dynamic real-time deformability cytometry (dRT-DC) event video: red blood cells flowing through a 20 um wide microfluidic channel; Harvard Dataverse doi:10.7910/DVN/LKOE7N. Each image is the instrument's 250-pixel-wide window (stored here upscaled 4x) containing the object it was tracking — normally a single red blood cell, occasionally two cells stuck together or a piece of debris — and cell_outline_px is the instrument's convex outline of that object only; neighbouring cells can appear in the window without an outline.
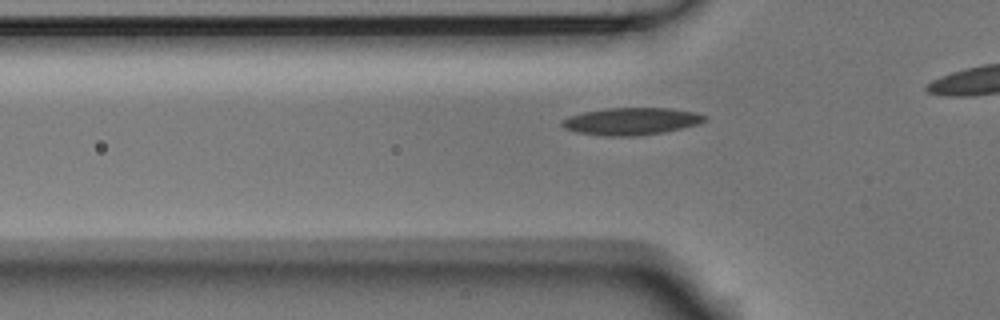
{"species": "Egyptian fruit bat (a non-hibernating species)", "species_latin": "Rousettus aegyptiacus", "temperature_condition": "room temperature", "stored_images_in_passage": 35, "camera_frame_rate_fps": 3000, "um_per_image_px": 0.085, "animal": {"sex": "male"}, "frame": {"image": 1, "passage_image": 9, "time_ms": 2.667, "image_size_px": [1000, 320], "cell_outline_px": [[704, 120], [696, 124], [664, 132], [636, 136], [604, 136], [576, 132], [564, 128], [560, 124], [560, 120], [568, 116], [584, 112], [608, 108], [668, 108], [696, 112], [704, 116]], "centroid_in_image_um": [53.57, 10.31], "position_along_channel_um": 72.2, "area_um2": 22.48}}
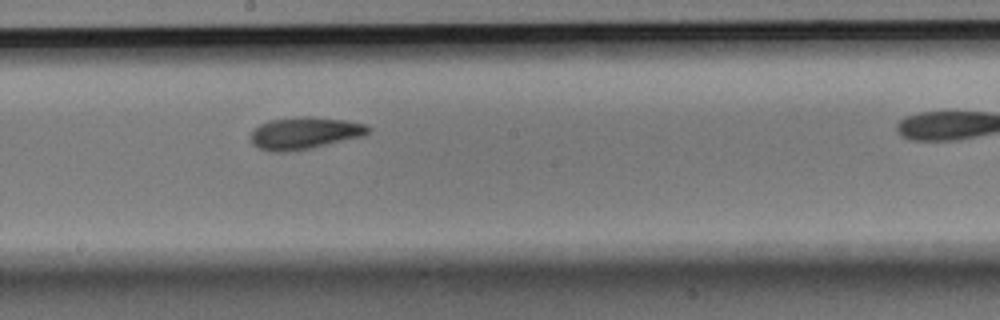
{"frame": {"image": 2, "passage_image": 21, "time_ms": 6.667, "image_size_px": [1000, 320], "cell_outline_px": [[372, 128], [364, 136], [312, 148], [284, 152], [272, 152], [260, 148], [252, 144], [252, 132], [260, 124], [272, 120], [296, 116], [312, 116], [344, 120], [364, 124]], "centroid_in_image_um": [25.92, 11.31], "position_along_channel_um": 222.3, "area_um2": 21.91}}
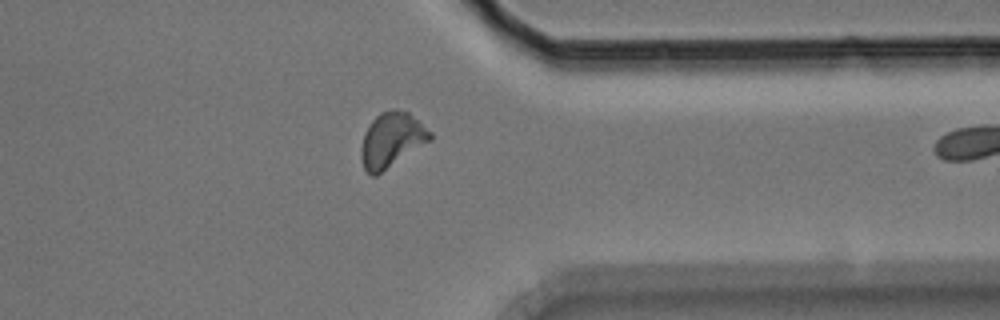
{"frame": {"image": 3, "passage_image": 34, "time_ms": 11.0, "image_size_px": [1000, 320], "cell_outline_px": [[432, 140], [376, 176], [372, 176], [364, 168], [360, 156], [360, 148], [364, 132], [368, 124], [380, 112], [396, 108], [408, 112], [432, 132]], "centroid_in_image_um": [33.28, 11.89], "position_along_channel_um": 378.1, "area_um2": 22.25}}